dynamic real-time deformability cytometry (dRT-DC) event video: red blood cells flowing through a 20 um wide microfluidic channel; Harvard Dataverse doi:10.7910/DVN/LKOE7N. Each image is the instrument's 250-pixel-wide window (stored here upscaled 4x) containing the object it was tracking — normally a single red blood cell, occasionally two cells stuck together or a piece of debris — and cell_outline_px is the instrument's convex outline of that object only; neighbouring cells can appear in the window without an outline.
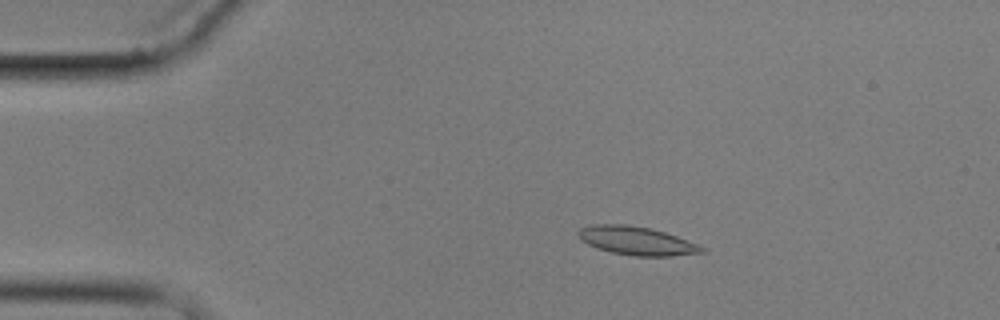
{"species": "common noctule bat (a hibernating species)", "species_latin": "Nyctalus noctula", "temperature_condition": "cold", "stored_images_in_passage": 10, "camera_frame_rate_fps": 3000, "um_per_image_px": 0.085, "animal": {"sex": "male", "body_mass_g": 17.9}, "frame": {"image": 1, "passage_image": 3, "time_ms": 3.0, "image_size_px": [1000, 320], "cell_outline_px": [[708, 248], [704, 252], [672, 256], [632, 256], [612, 252], [596, 248], [588, 244], [576, 232], [580, 228], [588, 224], [628, 224], [652, 228], [700, 244]], "centroid_in_image_um": [54.15, 20.46], "position_along_channel_um": 30.9, "area_um2": 20.69}}
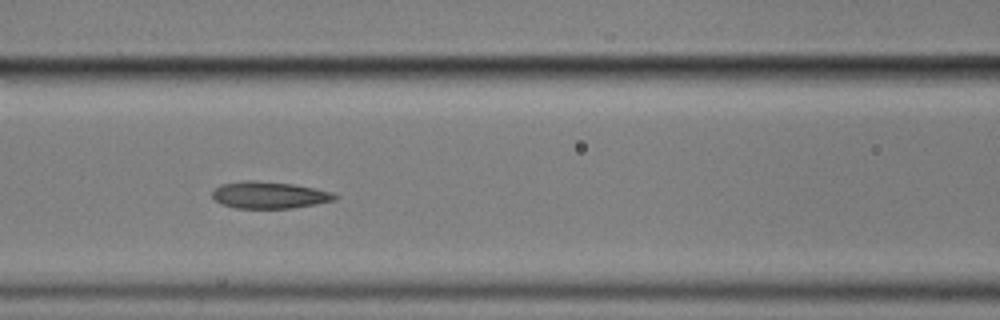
{"frame": {"image": 2, "passage_image": 7, "time_ms": 7.667, "image_size_px": [1000, 320], "cell_outline_px": [[340, 196], [336, 200], [316, 204], [292, 208], [236, 208], [220, 204], [212, 196], [212, 192], [220, 184], [248, 180], [252, 180], [292, 184], [316, 188], [332, 192]], "centroid_in_image_um": [22.91, 16.58], "position_along_channel_um": 143.7, "area_um2": 19.25}}
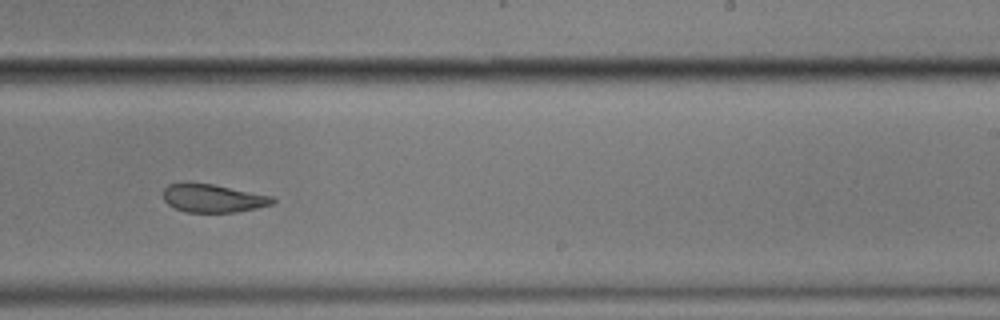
{"frame": {"image": 3, "passage_image": 10, "time_ms": 11.333, "image_size_px": [1000, 320], "cell_outline_px": [[276, 200], [272, 204], [256, 208], [236, 212], [184, 212], [168, 204], [164, 200], [164, 188], [168, 184], [212, 184], [272, 196]], "centroid_in_image_um": [18.12, 16.87], "position_along_channel_um": 270.9, "area_um2": 17.57}}